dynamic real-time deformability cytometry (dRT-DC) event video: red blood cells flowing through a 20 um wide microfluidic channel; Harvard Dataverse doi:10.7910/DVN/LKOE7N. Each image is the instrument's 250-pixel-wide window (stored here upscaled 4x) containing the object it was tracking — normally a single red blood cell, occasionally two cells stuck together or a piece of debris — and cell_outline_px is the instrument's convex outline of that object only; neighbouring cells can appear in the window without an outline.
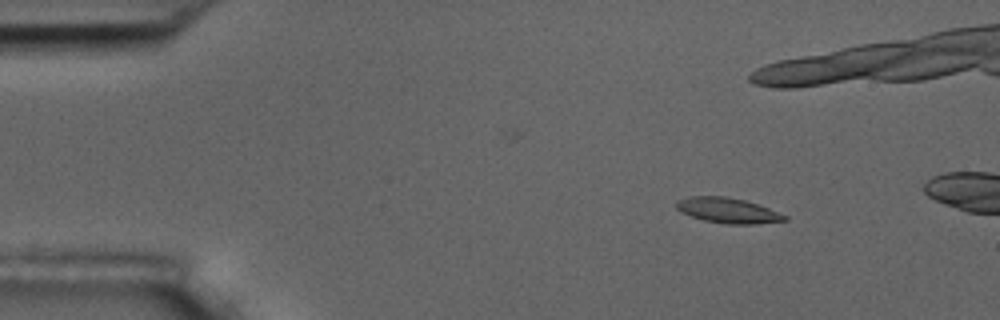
{"species": "common noctule bat (a hibernating species)", "species_latin": "Nyctalus noctula", "temperature_condition": "room temperature", "stored_images_in_passage": 4, "camera_frame_rate_fps": 3000, "um_per_image_px": 0.085, "animal": {"sex": "male", "body_mass_g": 17.5, "forearm_length_mm": 52.3}, "frame": {"image": 1, "passage_image": 1, "time_ms": 0.0, "image_size_px": [1000, 320], "cell_outline_px": [[788, 220], [756, 224], [728, 224], [704, 220], [680, 212], [676, 208], [676, 200], [688, 196], [724, 196], [744, 200], [768, 208], [788, 216]], "centroid_in_image_um": [61.84, 17.88], "position_along_channel_um": 23.2, "area_um2": 15.9}}